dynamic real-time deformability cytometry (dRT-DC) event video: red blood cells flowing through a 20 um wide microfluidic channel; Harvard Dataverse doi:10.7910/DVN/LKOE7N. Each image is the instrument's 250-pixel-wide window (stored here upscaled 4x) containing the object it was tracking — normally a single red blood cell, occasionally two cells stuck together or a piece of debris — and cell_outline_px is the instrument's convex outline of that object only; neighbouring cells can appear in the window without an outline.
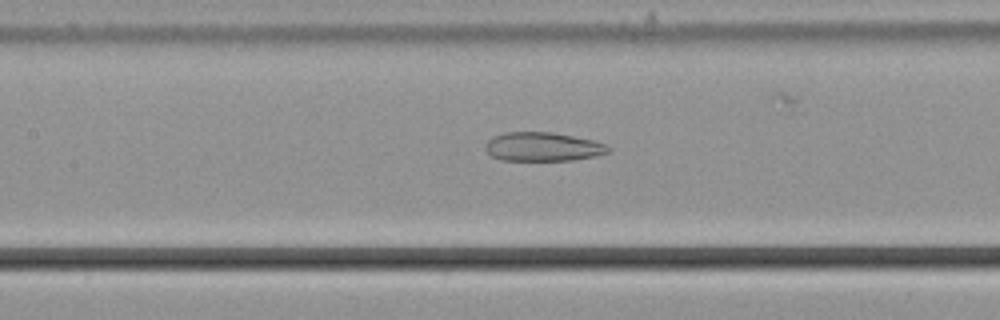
{"species": "common noctule bat (a hibernating species)", "species_latin": "Nyctalus noctula", "temperature_condition": "cold", "stored_images_in_passage": 43, "camera_frame_rate_fps": 3000, "um_per_image_px": 0.085, "animal": {"sex": "male", "body_mass_g": 21.5, "forearm_length_mm": 52.0}, "frame": {"image": 1, "passage_image": 13, "time_ms": 4.0, "image_size_px": [1000, 320], "cell_outline_px": [[608, 152], [596, 156], [572, 160], [500, 160], [492, 156], [484, 148], [484, 144], [492, 136], [504, 132], [552, 132], [592, 140], [604, 144], [608, 148]], "centroid_in_image_um": [46.07, 12.47], "position_along_channel_um": 161.3, "area_um2": 20.58}}
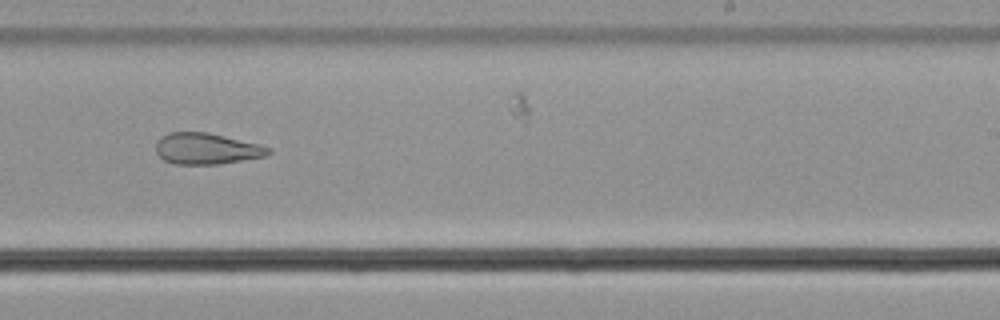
{"frame": {"image": 2, "passage_image": 22, "time_ms": 7.0, "image_size_px": [1000, 320], "cell_outline_px": [[272, 152], [268, 156], [216, 164], [176, 164], [164, 160], [156, 152], [156, 140], [160, 136], [168, 132], [208, 132], [260, 144], [272, 148]], "centroid_in_image_um": [17.57, 12.62], "position_along_channel_um": 271.4, "area_um2": 20.63}}
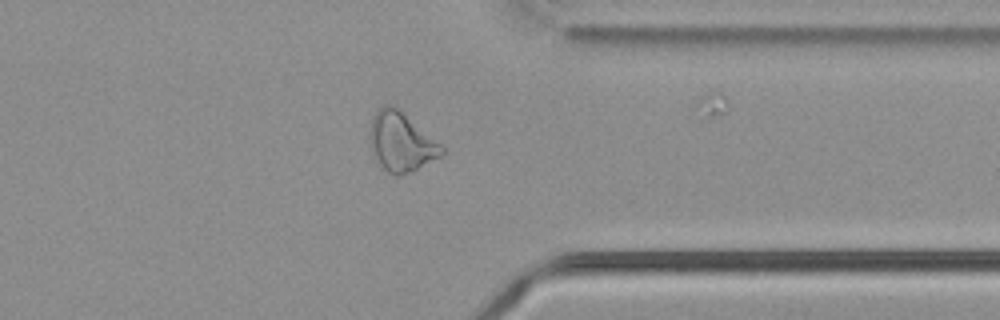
{"frame": {"image": 3, "passage_image": 31, "time_ms": 10.0, "image_size_px": [1000, 320], "cell_outline_px": [[444, 152], [440, 156], [412, 172], [396, 176], [392, 176], [376, 160], [368, 140], [372, 116], [384, 104], [392, 104], [440, 144], [444, 148]], "centroid_in_image_um": [34.05, 12.08], "position_along_channel_um": 377.3, "area_um2": 24.45}, "authors_computed_cell_mechanics": {"area_um2": 24.3916, "velocity_mm_per_s": 3.6885, "shape_relaxation_time_tau1_ms": null, "shape_relaxation_time_tau2_ms": 4.1594, "deformation_change_tau1": null, "deformation_change_tau2": 0.1451}}